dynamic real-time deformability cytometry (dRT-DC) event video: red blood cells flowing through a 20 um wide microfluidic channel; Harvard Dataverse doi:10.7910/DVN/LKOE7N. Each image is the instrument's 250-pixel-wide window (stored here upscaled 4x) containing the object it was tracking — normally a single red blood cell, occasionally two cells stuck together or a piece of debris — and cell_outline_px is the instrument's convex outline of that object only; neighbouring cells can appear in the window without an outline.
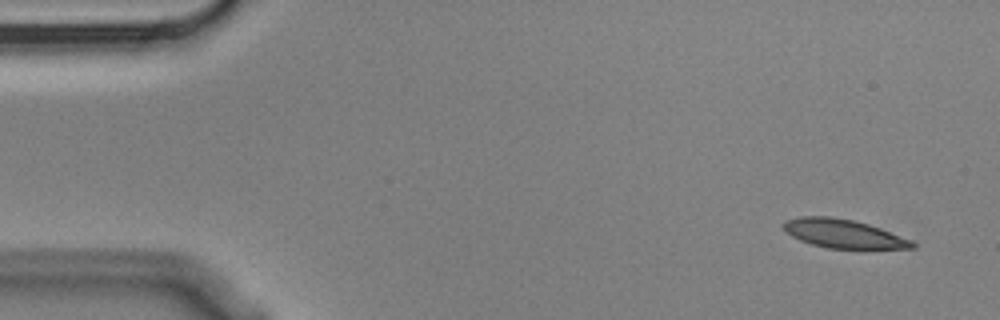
{"species": "Egyptian fruit bat (a non-hibernating species)", "species_latin": "Rousettus aegyptiacus", "temperature_condition": "cold", "stored_images_in_passage": 6, "segment_of_instrument_passage": [1, 2], "camera_frame_rate_fps": 3000, "um_per_image_px": 0.085, "animal": {"sex": "male"}, "frame": {"image": 1, "passage_image": 1, "time_ms": 0.0, "image_size_px": [1000, 320], "cell_outline_px": [[916, 248], [828, 248], [812, 244], [800, 240], [792, 236], [780, 224], [784, 220], [800, 216], [832, 216], [852, 220], [868, 224], [880, 228], [912, 240], [916, 244]], "centroid_in_image_um": [71.66, 19.84], "position_along_channel_um": 13.3, "area_um2": 21.39}}